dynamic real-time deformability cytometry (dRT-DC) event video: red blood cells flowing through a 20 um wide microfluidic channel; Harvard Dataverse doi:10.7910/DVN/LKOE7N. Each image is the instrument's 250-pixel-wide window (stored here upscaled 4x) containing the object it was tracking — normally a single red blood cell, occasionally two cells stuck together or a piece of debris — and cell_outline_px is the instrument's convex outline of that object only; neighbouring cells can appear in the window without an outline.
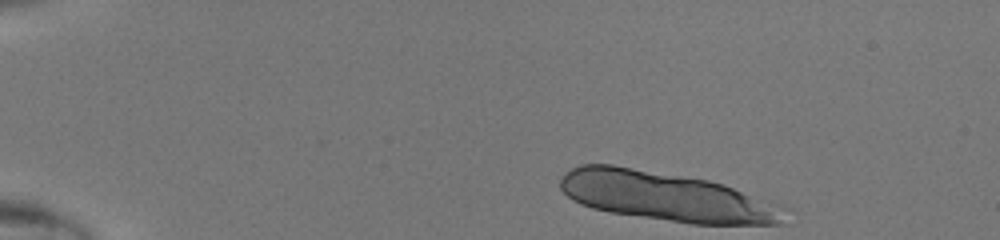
{"species": "human", "species_latin": "Homo sapiens", "temperature_condition": "room temperature", "stored_images_in_passage": 11, "camera_frame_rate_fps": 3000, "um_per_image_px": 0.085, "donor": {"sex": "male"}, "frame": {"image": 1, "passage_image": 1, "time_ms": 0.0, "image_size_px": [1000, 240], "cell_outline_px": [[780, 224], [692, 224], [612, 212], [592, 208], [580, 204], [572, 200], [560, 188], [560, 180], [564, 172], [580, 164], [612, 164], [708, 180], [724, 184], [748, 196], [768, 212]], "centroid_in_image_um": [56.15, 16.65], "position_along_channel_um": 28.9, "area_um2": 61.04}}